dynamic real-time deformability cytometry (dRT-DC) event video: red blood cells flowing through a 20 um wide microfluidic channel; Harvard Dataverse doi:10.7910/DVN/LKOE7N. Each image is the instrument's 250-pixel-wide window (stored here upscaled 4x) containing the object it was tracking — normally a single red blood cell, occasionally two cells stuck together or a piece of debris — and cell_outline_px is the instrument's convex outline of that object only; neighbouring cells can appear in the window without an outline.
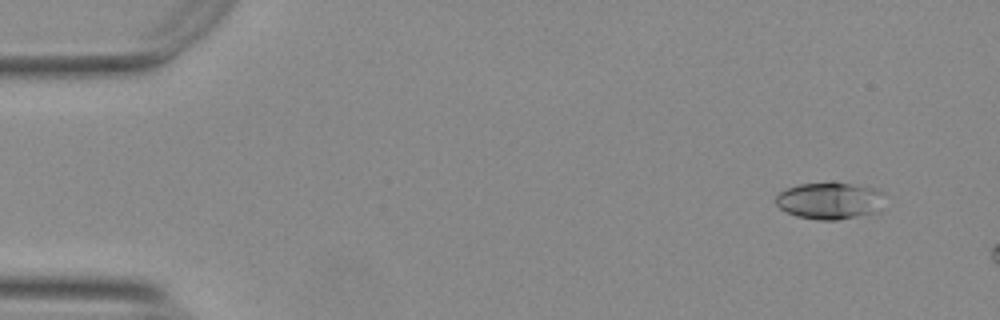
{"species": "Egyptian fruit bat (a non-hibernating species)", "species_latin": "Rousettus aegyptiacus", "temperature_condition": "warm", "stored_images_in_passage": 11, "camera_frame_rate_fps": 3000, "um_per_image_px": 0.085, "animal": {"sex": "female"}, "frame": {"image": 1, "passage_image": 5, "time_ms": 1.333, "image_size_px": [1000, 320], "cell_outline_px": [[884, 192], [880, 212], [836, 220], [820, 220], [796, 216], [780, 208], [776, 204], [776, 196], [784, 188], [800, 184], [832, 180], [880, 188]], "centroid_in_image_um": [70.57, 17.02], "position_along_channel_um": 14.4, "area_um2": 24.22}}